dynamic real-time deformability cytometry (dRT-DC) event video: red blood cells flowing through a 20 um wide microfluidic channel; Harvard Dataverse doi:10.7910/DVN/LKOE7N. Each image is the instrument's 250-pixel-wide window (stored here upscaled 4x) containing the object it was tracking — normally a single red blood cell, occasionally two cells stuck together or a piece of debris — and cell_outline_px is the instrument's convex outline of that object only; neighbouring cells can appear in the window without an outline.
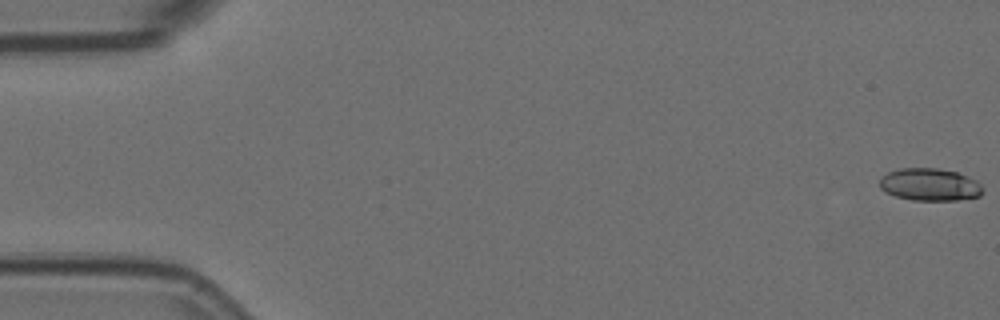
{"species": "Egyptian fruit bat (a non-hibernating species)", "species_latin": "Rousettus aegyptiacus", "temperature_condition": "room temperature", "stored_images_in_passage": 6, "camera_frame_rate_fps": 3000, "um_per_image_px": 0.085, "animal": {"sex": "female"}, "frame": {"image": 1, "passage_image": 1, "time_ms": 0.0, "image_size_px": [1000, 320], "cell_outline_px": [[984, 192], [980, 196], [956, 200], [912, 200], [896, 196], [884, 192], [880, 188], [880, 176], [888, 172], [900, 168], [936, 168], [956, 172], [968, 176], [976, 180], [984, 188]], "centroid_in_image_um": [79.03, 15.69], "position_along_channel_um": 6.0, "area_um2": 19.65}}
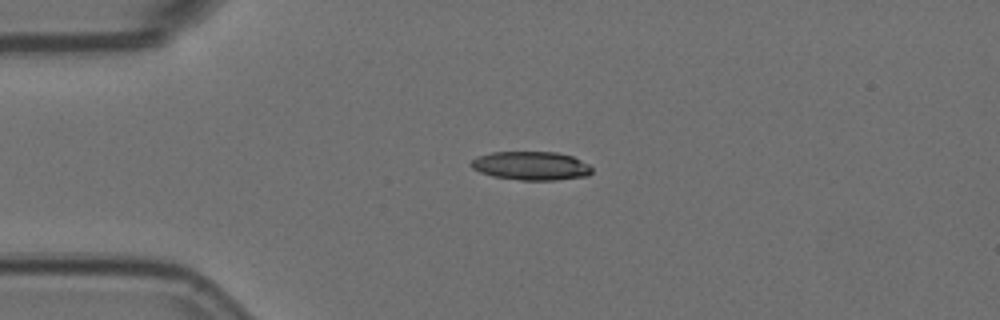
{"frame": {"image": 2, "passage_image": 4, "time_ms": 1.0, "image_size_px": [1000, 320], "cell_outline_px": [[592, 172], [588, 176], [556, 180], [520, 180], [492, 176], [480, 172], [472, 168], [468, 164], [476, 156], [492, 152], [556, 152], [572, 156], [588, 164], [592, 168]], "centroid_in_image_um": [45.12, 14.09], "position_along_channel_um": 39.9, "area_um2": 20.29}}
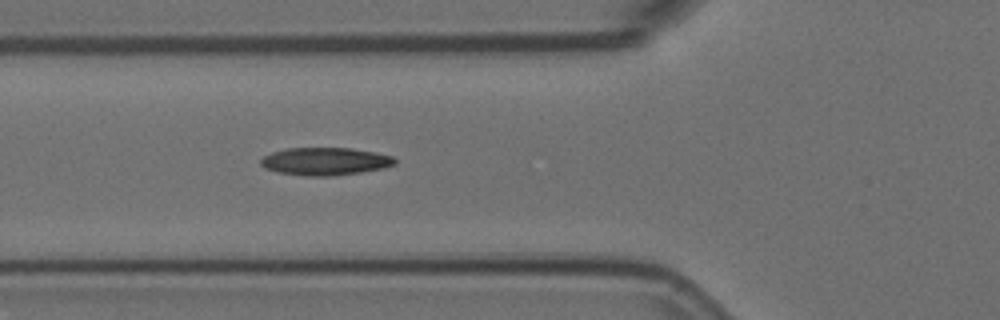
{"frame": {"image": 3, "passage_image": 6, "time_ms": 1.667, "image_size_px": [1000, 320], "cell_outline_px": [[396, 164], [384, 168], [360, 172], [332, 176], [308, 176], [276, 172], [264, 168], [260, 164], [260, 160], [264, 156], [272, 152], [288, 148], [352, 148], [376, 152], [392, 156], [396, 160]], "centroid_in_image_um": [27.64, 13.71], "position_along_channel_um": 98.2, "area_um2": 21.73}}